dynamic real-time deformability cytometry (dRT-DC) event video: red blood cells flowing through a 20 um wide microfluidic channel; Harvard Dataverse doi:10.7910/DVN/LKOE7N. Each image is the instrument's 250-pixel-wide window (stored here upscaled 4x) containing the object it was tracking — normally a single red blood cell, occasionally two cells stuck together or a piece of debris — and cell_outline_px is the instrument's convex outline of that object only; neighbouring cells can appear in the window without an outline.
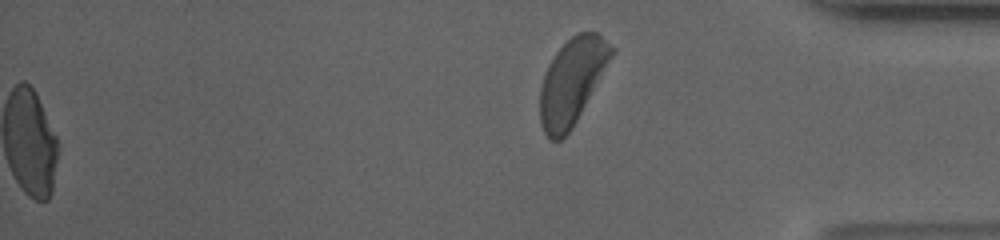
{"species": "human", "species_latin": "Homo sapiens", "temperature_condition": "cold", "stored_images_in_passage": 58, "segment_of_instrument_passage": [2, 2], "camera_frame_rate_fps": 3000, "um_per_image_px": 0.085, "donor": {"sex": "male"}, "frame": {"image": 1, "passage_image": 58, "time_ms": 19.0, "image_size_px": [1000, 240], "cell_outline_px": [[616, 52], [572, 128], [560, 140], [552, 140], [544, 132], [540, 124], [540, 88], [548, 64], [556, 52], [572, 36], [580, 32], [596, 32], [616, 48]], "centroid_in_image_um": [48.64, 6.9], "position_along_channel_um": 386.6, "area_um2": 35.6}}